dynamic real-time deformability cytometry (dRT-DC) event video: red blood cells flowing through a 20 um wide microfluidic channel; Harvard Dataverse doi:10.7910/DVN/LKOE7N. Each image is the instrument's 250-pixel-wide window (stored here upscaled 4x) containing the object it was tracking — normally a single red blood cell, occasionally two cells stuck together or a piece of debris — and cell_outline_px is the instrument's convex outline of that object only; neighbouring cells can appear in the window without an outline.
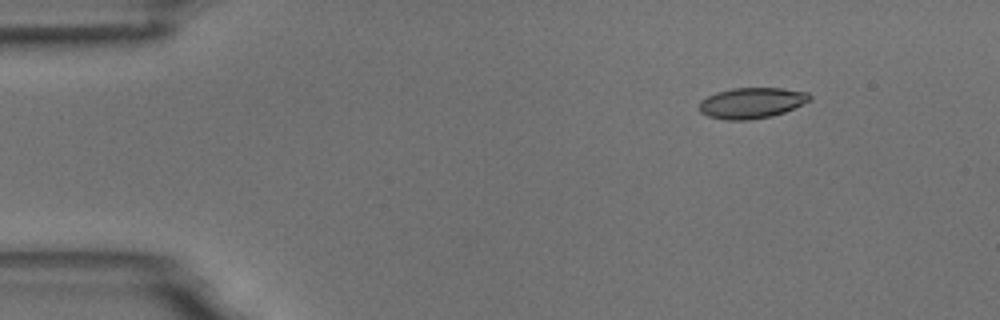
{"species": "common noctule bat (a hibernating species)", "species_latin": "Nyctalus noctula", "temperature_condition": "room temperature", "stored_images_in_passage": 4, "camera_frame_rate_fps": 3000, "um_per_image_px": 0.085, "animal": {"sex": "male", "body_mass_g": 18.8}, "frame": {"image": 1, "passage_image": 1, "time_ms": 0.0, "image_size_px": [1000, 320], "cell_outline_px": [[812, 100], [784, 112], [772, 116], [748, 120], [728, 120], [708, 116], [700, 112], [700, 100], [716, 92], [732, 88], [784, 88], [808, 92], [812, 96]], "centroid_in_image_um": [63.92, 8.74], "position_along_channel_um": 21.1, "area_um2": 19.88}}
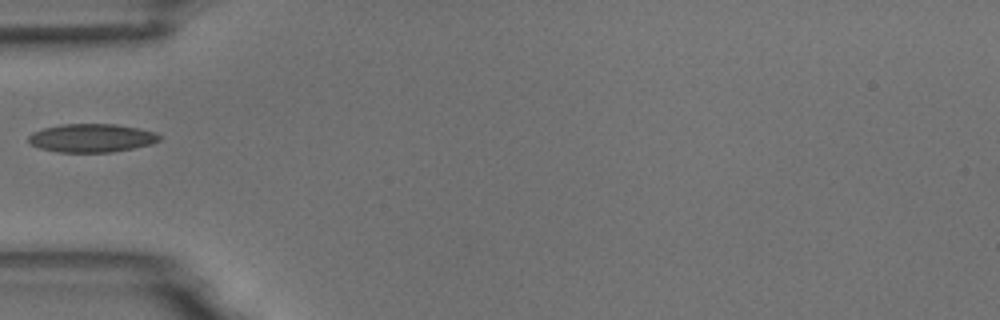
{"frame": {"image": 2, "passage_image": 4, "time_ms": 3.667, "image_size_px": [1000, 320], "cell_outline_px": [[160, 140], [152, 144], [112, 152], [60, 152], [40, 148], [32, 144], [28, 140], [28, 136], [32, 132], [44, 128], [60, 124], [116, 124], [156, 132], [160, 136]], "centroid_in_image_um": [7.79, 11.72], "position_along_channel_um": 77.2, "area_um2": 21.56}}